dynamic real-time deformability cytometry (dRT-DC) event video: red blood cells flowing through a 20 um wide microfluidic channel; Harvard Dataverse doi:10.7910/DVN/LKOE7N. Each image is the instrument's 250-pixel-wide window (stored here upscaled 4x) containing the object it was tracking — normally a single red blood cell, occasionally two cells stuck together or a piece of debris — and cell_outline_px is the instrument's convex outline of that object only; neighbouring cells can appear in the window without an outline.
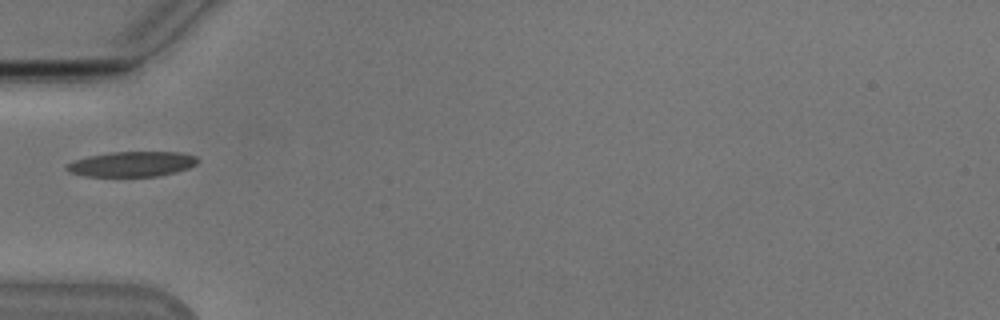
{"species": "Egyptian fruit bat (a non-hibernating species)", "species_latin": "Rousettus aegyptiacus", "temperature_condition": "cold", "stored_images_in_passage": 36, "camera_frame_rate_fps": 3000, "um_per_image_px": 0.085, "animal": {"sex": "male"}, "frame": {"image": 1, "passage_image": 1, "time_ms": 0.0, "image_size_px": [1000, 320], "cell_outline_px": [[200, 160], [196, 164], [188, 168], [156, 176], [88, 176], [68, 172], [64, 168], [72, 160], [88, 156], [112, 152], [180, 152], [196, 156]], "centroid_in_image_um": [11.19, 13.93], "position_along_channel_um": 73.8, "area_um2": 19.07}}
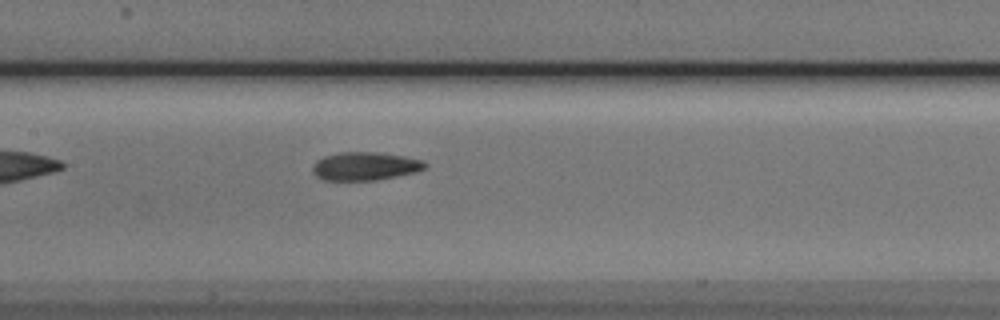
{"frame": {"image": 2, "passage_image": 9, "time_ms": 2.667, "image_size_px": [1000, 320], "cell_outline_px": [[428, 164], [424, 168], [416, 172], [376, 180], [320, 180], [312, 172], [312, 164], [316, 160], [324, 156], [340, 152], [376, 152], [404, 156], [424, 160]], "centroid_in_image_um": [31.0, 14.12], "position_along_channel_um": 176.4, "area_um2": 18.67}}
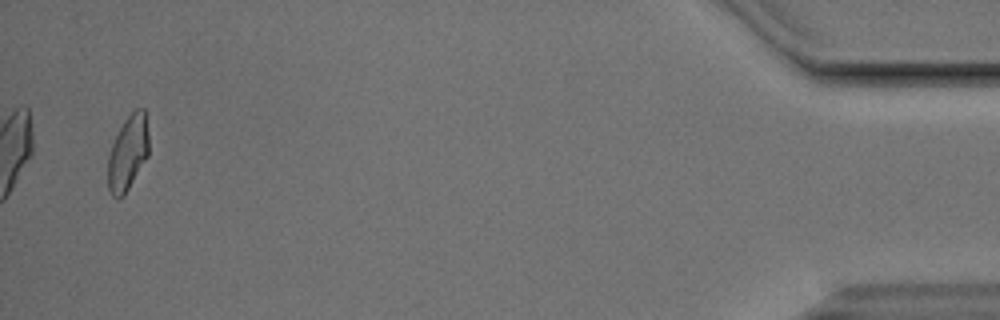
{"frame": {"image": 3, "passage_image": 35, "time_ms": 11.333, "image_size_px": [1000, 320], "cell_outline_px": [[148, 156], [124, 196], [116, 200], [112, 196], [108, 188], [108, 156], [112, 144], [124, 120], [136, 108], [144, 108], [148, 132]], "centroid_in_image_um": [10.87, 13.03], "position_along_channel_um": 424.3, "area_um2": 17.86}, "authors_computed_cell_mechanics": {"area_um2": 18.1781, "velocity_mm_per_s": 3.8339, "shape_relaxation_time_tau1_ms": 3.3702, "shape_relaxation_time_tau2_ms": 2.0316, "deformation_change_tau1": 0.1385, "deformation_change_tau2": 0.0863}}